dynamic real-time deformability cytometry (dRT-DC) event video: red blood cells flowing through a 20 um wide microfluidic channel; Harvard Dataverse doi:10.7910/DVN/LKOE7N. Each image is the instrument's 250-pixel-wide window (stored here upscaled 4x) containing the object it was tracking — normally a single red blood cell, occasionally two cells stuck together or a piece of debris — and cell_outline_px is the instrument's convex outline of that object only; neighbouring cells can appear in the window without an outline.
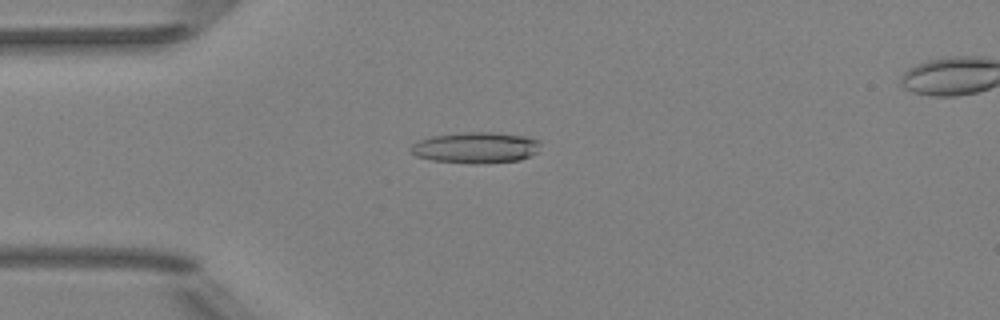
{"species": "Egyptian fruit bat (a non-hibernating species)", "species_latin": "Rousettus aegyptiacus", "temperature_condition": "room temperature", "stored_images_in_passage": 5, "camera_frame_rate_fps": 3000, "um_per_image_px": 0.085, "animal": {"sex": "female"}, "frame": {"image": 1, "passage_image": 4, "time_ms": 3.333, "image_size_px": [1000, 320], "cell_outline_px": [[540, 152], [520, 160], [484, 164], [476, 164], [432, 160], [416, 156], [408, 148], [412, 144], [420, 140], [432, 136], [464, 132], [492, 132], [528, 136], [540, 140]], "centroid_in_image_um": [40.5, 12.55], "position_along_channel_um": 44.5, "area_um2": 23.81}}